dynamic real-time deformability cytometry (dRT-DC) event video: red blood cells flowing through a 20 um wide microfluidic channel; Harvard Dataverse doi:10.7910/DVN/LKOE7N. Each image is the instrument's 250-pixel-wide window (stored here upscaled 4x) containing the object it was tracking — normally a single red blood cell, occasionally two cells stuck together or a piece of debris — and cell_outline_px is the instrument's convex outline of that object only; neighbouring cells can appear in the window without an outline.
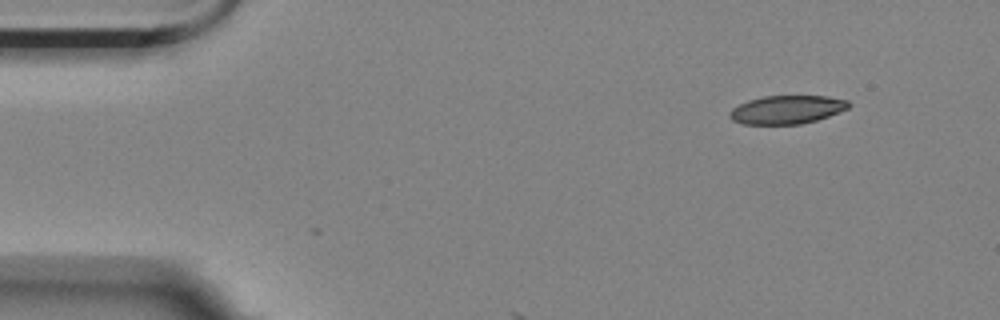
{"species": "Egyptian fruit bat (a non-hibernating species)", "species_latin": "Rousettus aegyptiacus", "temperature_condition": "room temperature", "stored_images_in_passage": 5, "camera_frame_rate_fps": 3000, "um_per_image_px": 0.085, "animal": {"sex": "female"}, "frame": {"image": 1, "passage_image": 1, "time_ms": 0.0, "image_size_px": [1000, 320], "cell_outline_px": [[852, 104], [848, 108], [828, 116], [816, 120], [800, 124], [744, 124], [732, 120], [728, 116], [728, 112], [732, 108], [748, 100], [764, 96], [828, 96], [848, 100]], "centroid_in_image_um": [66.88, 9.31], "position_along_channel_um": 18.1, "area_um2": 19.71}}
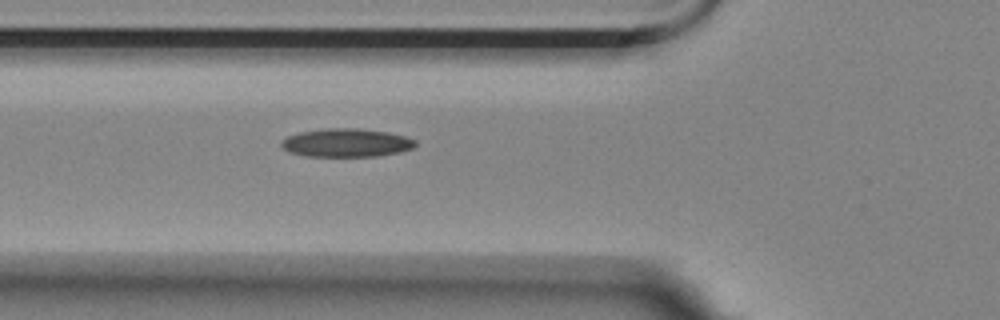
{"frame": {"image": 2, "passage_image": 5, "time_ms": 1.333, "image_size_px": [1000, 320], "cell_outline_px": [[416, 144], [412, 148], [400, 152], [380, 156], [308, 156], [288, 152], [280, 144], [288, 136], [300, 132], [324, 128], [360, 128], [388, 132], [404, 136], [416, 140]], "centroid_in_image_um": [29.46, 12.13], "position_along_channel_um": 96.3, "area_um2": 22.14}}